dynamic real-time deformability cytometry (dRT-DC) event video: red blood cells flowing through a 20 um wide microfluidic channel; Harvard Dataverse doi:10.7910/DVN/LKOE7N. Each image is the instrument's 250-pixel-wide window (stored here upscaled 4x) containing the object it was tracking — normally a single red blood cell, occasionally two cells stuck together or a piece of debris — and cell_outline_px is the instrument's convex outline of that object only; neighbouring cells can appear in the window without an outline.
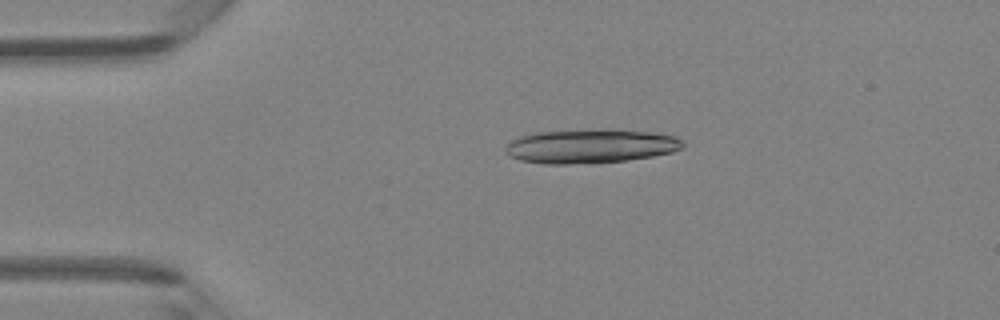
{"species": "Egyptian fruit bat (a non-hibernating species)", "species_latin": "Rousettus aegyptiacus", "temperature_condition": "room temperature", "stored_images_in_passage": 17, "camera_frame_rate_fps": 3000, "um_per_image_px": 0.085, "animal": {"sex": "female"}, "frame": {"image": 1, "passage_image": 10, "time_ms": 3.0, "image_size_px": [1000, 320], "cell_outline_px": [[684, 148], [672, 152], [652, 156], [628, 160], [568, 164], [544, 164], [520, 160], [508, 156], [504, 152], [504, 148], [512, 140], [520, 136], [540, 132], [600, 128], [612, 128], [648, 132], [676, 136], [684, 140]], "centroid_in_image_um": [50.21, 12.41], "position_along_channel_um": 34.8, "area_um2": 35.55}}